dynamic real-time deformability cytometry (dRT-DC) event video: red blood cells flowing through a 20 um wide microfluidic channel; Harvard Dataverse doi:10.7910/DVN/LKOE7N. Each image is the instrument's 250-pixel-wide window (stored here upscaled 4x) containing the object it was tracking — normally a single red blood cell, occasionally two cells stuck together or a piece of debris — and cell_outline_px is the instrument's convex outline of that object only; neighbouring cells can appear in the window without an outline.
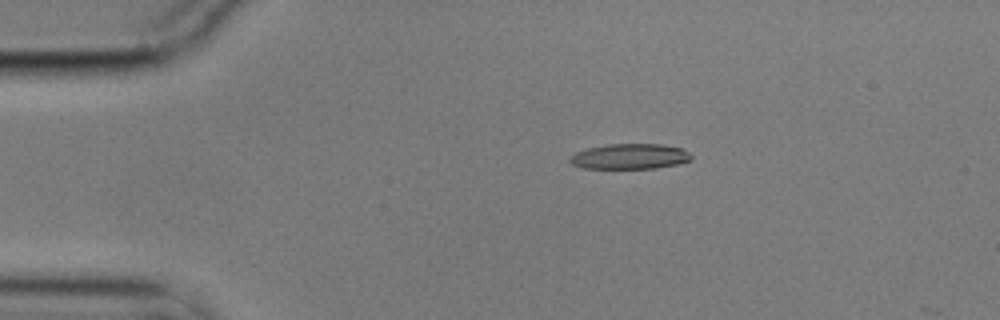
{"species": "common noctule bat (a hibernating species)", "species_latin": "Nyctalus noctula", "temperature_condition": "cold", "stored_images_in_passage": 5, "camera_frame_rate_fps": 3000, "um_per_image_px": 0.085, "animal": {"sex": "male", "body_mass_g": 17.9}, "frame": {"image": 1, "passage_image": 4, "time_ms": 1.0, "image_size_px": [1000, 320], "cell_outline_px": [[692, 160], [680, 164], [656, 168], [584, 168], [572, 164], [568, 160], [576, 152], [588, 148], [608, 144], [664, 144], [684, 148], [692, 156]], "centroid_in_image_um": [53.6, 13.29], "position_along_channel_um": 31.4, "area_um2": 18.03}}